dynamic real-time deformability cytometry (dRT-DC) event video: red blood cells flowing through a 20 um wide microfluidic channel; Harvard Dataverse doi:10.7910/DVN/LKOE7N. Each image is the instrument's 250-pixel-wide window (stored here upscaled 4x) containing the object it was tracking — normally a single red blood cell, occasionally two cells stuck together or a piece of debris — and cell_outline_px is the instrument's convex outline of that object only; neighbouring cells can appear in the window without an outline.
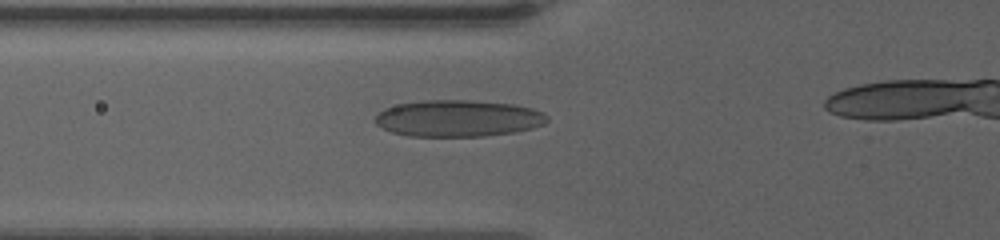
{"species": "human", "species_latin": "Homo sapiens", "temperature_condition": "warm", "stored_images_in_passage": 33, "camera_frame_rate_fps": 3000, "um_per_image_px": 0.085, "donor": {"sex": "female"}, "frame": {"image": 1, "passage_image": 3, "time_ms": 0.667, "image_size_px": [1000, 240], "cell_outline_px": [[548, 120], [544, 124], [532, 128], [512, 132], [484, 136], [408, 136], [392, 132], [376, 124], [376, 116], [384, 108], [400, 104], [424, 100], [468, 100], [516, 104], [532, 108], [544, 112], [548, 116]], "centroid_in_image_um": [38.98, 10.05], "position_along_channel_um": 86.8, "area_um2": 36.65}}
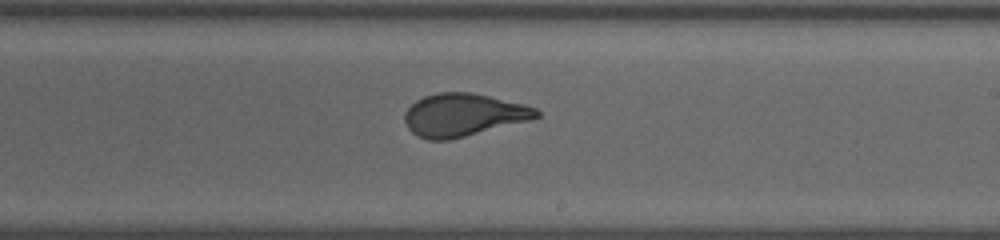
{"frame": {"image": 2, "passage_image": 17, "time_ms": 5.333, "image_size_px": [1000, 240], "cell_outline_px": [[540, 116], [528, 120], [448, 140], [428, 140], [416, 136], [408, 128], [404, 120], [404, 112], [416, 100], [424, 96], [436, 92], [472, 92], [524, 104], [536, 108], [540, 112]], "centroid_in_image_um": [39.33, 9.75], "position_along_channel_um": 249.7, "area_um2": 32.66}}
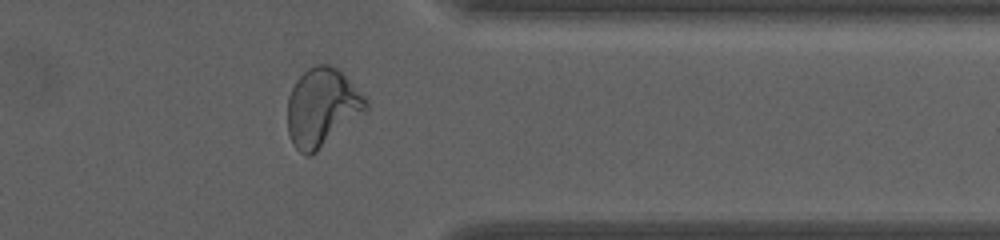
{"frame": {"image": 3, "passage_image": 29, "time_ms": 9.333, "image_size_px": [1000, 240], "cell_outline_px": [[368, 108], [364, 112], [312, 156], [304, 156], [292, 144], [288, 132], [288, 96], [296, 80], [308, 68], [316, 64], [328, 64], [336, 68], [368, 100]], "centroid_in_image_um": [27.34, 9.15], "position_along_channel_um": 384.1, "area_um2": 35.43}}